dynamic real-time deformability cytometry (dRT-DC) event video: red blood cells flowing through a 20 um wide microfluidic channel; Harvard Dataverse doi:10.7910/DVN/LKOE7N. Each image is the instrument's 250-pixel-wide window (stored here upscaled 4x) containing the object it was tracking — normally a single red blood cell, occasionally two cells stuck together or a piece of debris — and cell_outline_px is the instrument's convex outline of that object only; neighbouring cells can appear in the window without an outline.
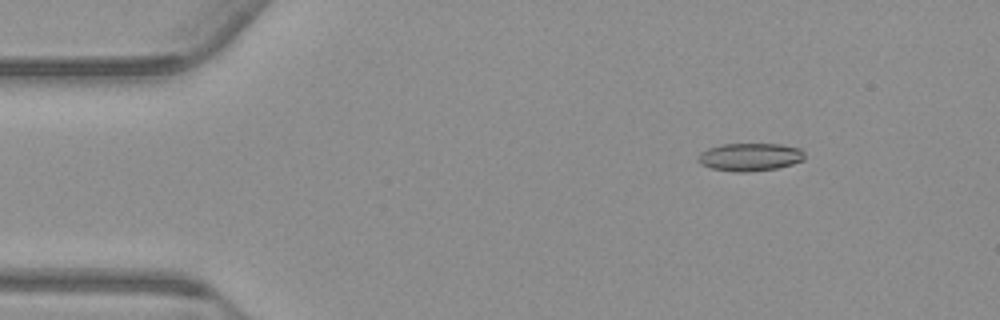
{"species": "common noctule bat (a hibernating species)", "species_latin": "Nyctalus noctula", "temperature_condition": "warm", "stored_images_in_passage": 55, "camera_frame_rate_fps": 3000, "um_per_image_px": 0.085, "animal": {"sex": "male", "body_mass_g": 23.1, "forearm_length_mm": 52.7}, "frame": {"image": 1, "passage_image": 8, "time_ms": 2.333, "image_size_px": [1000, 320], "cell_outline_px": [[804, 160], [792, 164], [776, 168], [744, 172], [732, 172], [712, 168], [700, 164], [696, 160], [700, 152], [708, 148], [720, 144], [780, 144], [800, 148], [804, 152]], "centroid_in_image_um": [63.72, 13.34], "position_along_channel_um": 21.3, "area_um2": 17.4}}
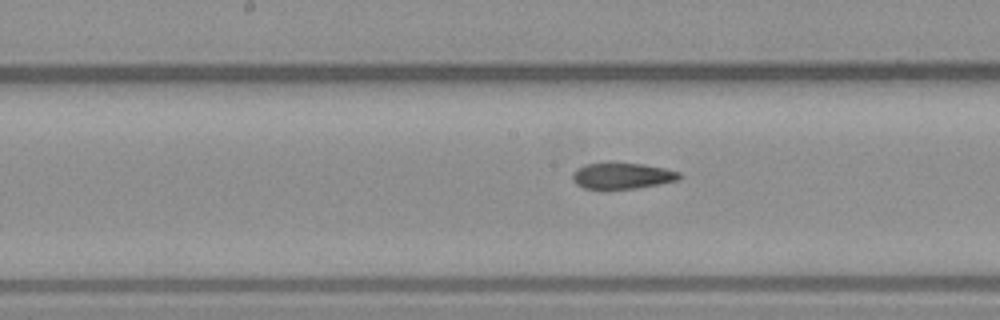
{"frame": {"image": 2, "passage_image": 28, "time_ms": 9.0, "image_size_px": [1000, 320], "cell_outline_px": [[680, 180], [636, 188], [584, 188], [576, 184], [572, 180], [572, 176], [576, 168], [584, 164], [608, 160], [644, 164], [664, 168], [680, 172]], "centroid_in_image_um": [52.85, 14.89], "position_along_channel_um": 195.4, "area_um2": 16.7}}
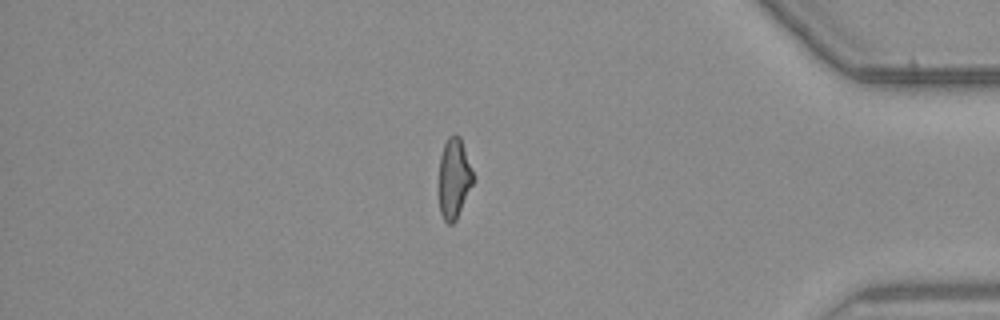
{"frame": {"image": 3, "passage_image": 47, "time_ms": 15.333, "image_size_px": [1000, 320], "cell_outline_px": [[472, 184], [456, 220], [452, 224], [448, 224], [444, 220], [440, 212], [440, 156], [444, 144], [448, 136], [456, 132], [460, 136], [472, 172]], "centroid_in_image_um": [38.58, 15.14], "position_along_channel_um": 396.6, "area_um2": 15.55}, "authors_computed_cell_mechanics": {"area_um2": 17.1088, "velocity_mm_per_s": 3.7708, "shape_relaxation_time_tau1_ms": null, "shape_relaxation_time_tau2_ms": 2.0333, "deformation_change_tau1": null, "deformation_change_tau2": 0.0786}}